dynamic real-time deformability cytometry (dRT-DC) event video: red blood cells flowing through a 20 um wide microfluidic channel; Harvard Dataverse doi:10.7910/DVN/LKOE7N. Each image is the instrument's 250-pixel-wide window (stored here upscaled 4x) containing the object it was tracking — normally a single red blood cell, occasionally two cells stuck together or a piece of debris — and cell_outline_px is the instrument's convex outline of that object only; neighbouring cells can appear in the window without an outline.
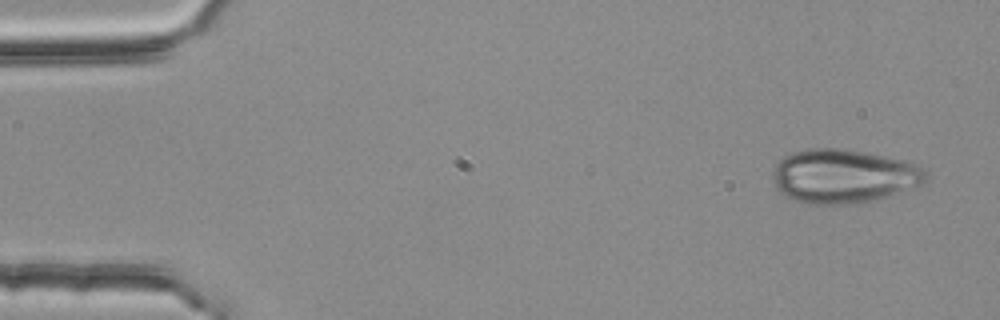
{"species": "common noctule bat (a hibernating species)", "species_latin": "Nyctalus noctula", "temperature_condition": "room temperature", "stored_images_in_passage": 3, "camera_frame_rate_fps": 3000, "um_per_image_px": 0.085, "animal": {"sex": "female", "body_mass_g": 25.1}, "frame": {"image": 1, "passage_image": 1, "time_ms": 0.0, "image_size_px": [1000, 320], "cell_outline_px": [[928, 180], [920, 184], [876, 200], [856, 204], [808, 204], [784, 196], [776, 188], [772, 176], [772, 172], [776, 164], [784, 156], [808, 148], [840, 148], [864, 152], [884, 156], [916, 164], [924, 168], [928, 172]], "centroid_in_image_um": [71.68, 14.98], "position_along_channel_um": 13.3, "area_um2": 48.09}}